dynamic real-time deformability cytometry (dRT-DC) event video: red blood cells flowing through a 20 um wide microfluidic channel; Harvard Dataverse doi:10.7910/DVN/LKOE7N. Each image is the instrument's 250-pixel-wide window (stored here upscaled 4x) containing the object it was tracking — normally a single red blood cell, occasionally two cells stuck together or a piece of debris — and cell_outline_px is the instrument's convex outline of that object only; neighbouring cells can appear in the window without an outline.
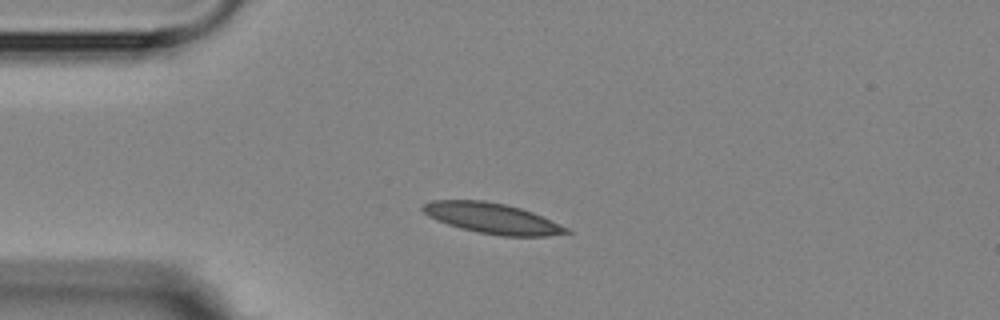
{"species": "Egyptian fruit bat (a non-hibernating species)", "species_latin": "Rousettus aegyptiacus", "temperature_condition": "room temperature", "stored_images_in_passage": 10, "camera_frame_rate_fps": 3000, "um_per_image_px": 0.085, "animal": {"sex": "female"}, "frame": {"image": 1, "passage_image": 4, "time_ms": 3.333, "image_size_px": [1000, 320], "cell_outline_px": [[572, 232], [548, 236], [500, 236], [476, 232], [460, 228], [436, 220], [428, 216], [420, 208], [424, 204], [432, 200], [484, 200], [504, 204], [520, 208], [532, 212], [568, 228]], "centroid_in_image_um": [41.81, 18.56], "position_along_channel_um": 43.2, "area_um2": 25.43}}
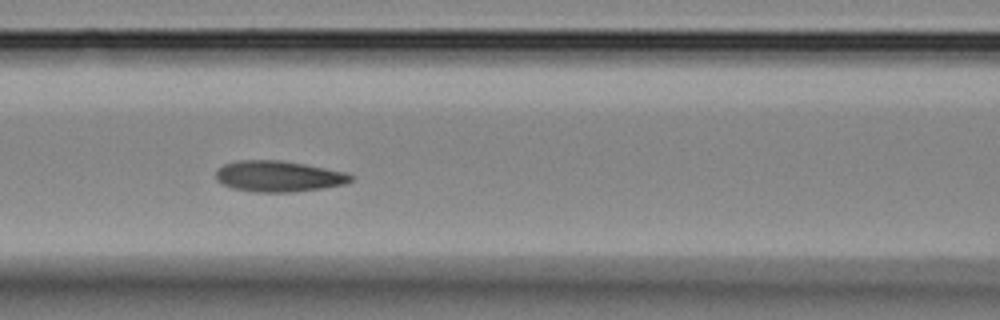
{"frame": {"image": 2, "passage_image": 7, "time_ms": 6.667, "image_size_px": [1000, 320], "cell_outline_px": [[356, 176], [352, 180], [344, 184], [324, 188], [292, 192], [256, 192], [232, 188], [216, 180], [216, 168], [224, 164], [236, 160], [280, 160], [304, 164], [348, 172]], "centroid_in_image_um": [23.69, 14.98], "position_along_channel_um": 142.9, "area_um2": 24.57}}
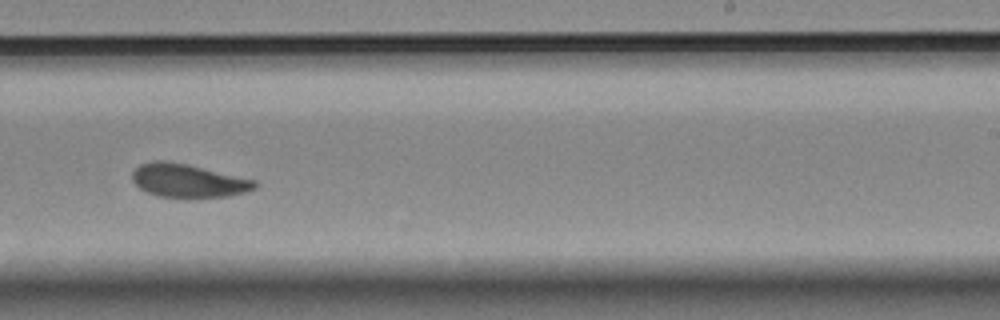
{"frame": {"image": 3, "passage_image": 10, "time_ms": 10.333, "image_size_px": [1000, 320], "cell_outline_px": [[256, 188], [244, 192], [228, 196], [160, 196], [148, 192], [140, 188], [132, 180], [132, 172], [140, 164], [152, 160], [164, 160], [188, 164], [256, 180]], "centroid_in_image_um": [15.97, 15.32], "position_along_channel_um": 273.0, "area_um2": 23.41}}